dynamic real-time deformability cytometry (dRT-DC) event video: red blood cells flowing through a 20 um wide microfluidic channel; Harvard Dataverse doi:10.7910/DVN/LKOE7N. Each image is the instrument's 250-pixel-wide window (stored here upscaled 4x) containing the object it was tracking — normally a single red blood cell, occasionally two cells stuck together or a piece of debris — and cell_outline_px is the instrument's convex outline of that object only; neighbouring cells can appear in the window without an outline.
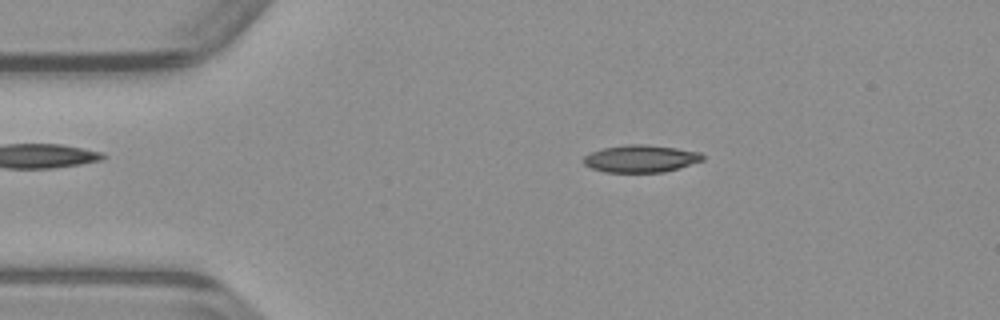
{"species": "common noctule bat (a hibernating species)", "species_latin": "Nyctalus noctula", "temperature_condition": "warm", "stored_images_in_passage": 49, "segment_of_instrument_passage": [1, 2], "camera_frame_rate_fps": 3000, "um_per_image_px": 0.085, "animal": {"sex": "male", "body_mass_g": 23.1, "forearm_length_mm": 52.7}, "frame": {"image": 1, "passage_image": 8, "time_ms": 2.333, "image_size_px": [1000, 320], "cell_outline_px": [[704, 160], [680, 168], [664, 172], [604, 172], [592, 168], [584, 164], [584, 156], [592, 152], [604, 148], [624, 144], [644, 144], [676, 148], [700, 152], [704, 156]], "centroid_in_image_um": [54.49, 13.48], "position_along_channel_um": 30.5, "area_um2": 18.96}}
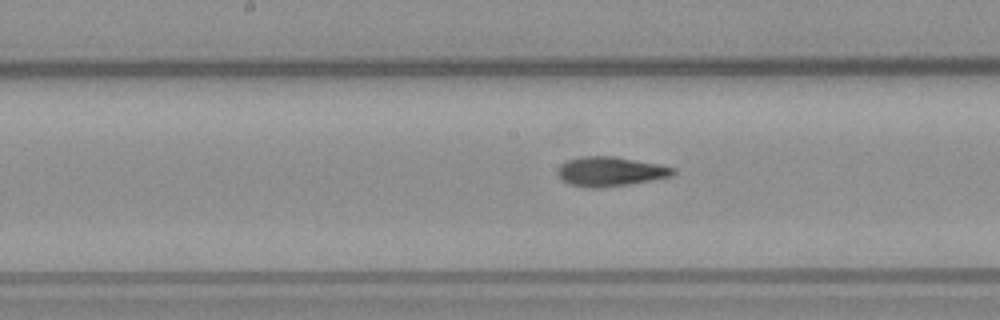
{"frame": {"image": 2, "passage_image": 23, "time_ms": 7.333, "image_size_px": [1000, 320], "cell_outline_px": [[676, 172], [672, 176], [632, 184], [600, 188], [588, 188], [568, 184], [560, 180], [556, 176], [556, 168], [560, 164], [568, 160], [580, 156], [612, 156], [656, 164], [676, 168]], "centroid_in_image_um": [51.8, 14.59], "position_along_channel_um": 196.4, "area_um2": 20.11}}
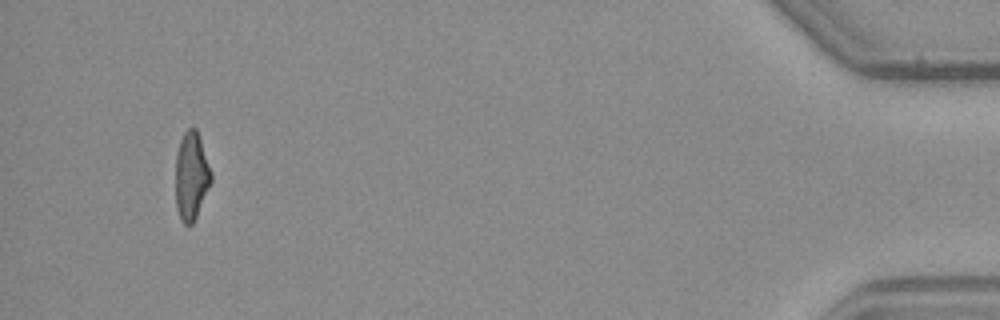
{"frame": {"image": 3, "passage_image": 45, "time_ms": 14.667, "image_size_px": [1000, 320], "cell_outline_px": [[212, 180], [196, 216], [192, 224], [184, 224], [180, 220], [176, 208], [176, 152], [180, 140], [184, 132], [188, 128], [196, 128], [212, 172]], "centroid_in_image_um": [16.25, 14.95], "position_along_channel_um": 418.9, "area_um2": 18.15}}